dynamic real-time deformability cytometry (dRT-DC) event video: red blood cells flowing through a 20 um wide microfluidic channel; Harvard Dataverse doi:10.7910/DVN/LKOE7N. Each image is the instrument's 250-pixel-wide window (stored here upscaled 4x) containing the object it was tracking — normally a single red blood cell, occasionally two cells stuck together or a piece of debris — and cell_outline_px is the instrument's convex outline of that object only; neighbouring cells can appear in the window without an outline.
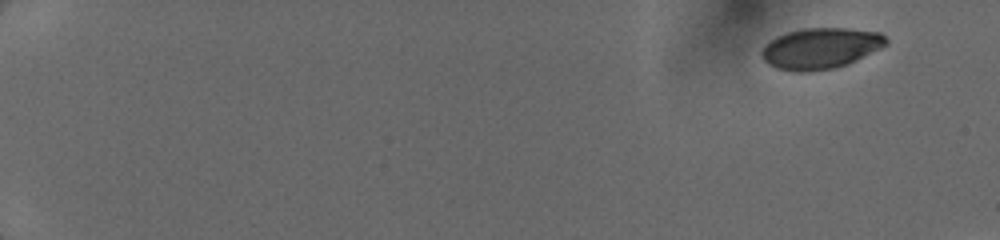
{"species": "human", "species_latin": "Homo sapiens", "temperature_condition": "cold", "stored_images_in_passage": 5, "camera_frame_rate_fps": 3000, "um_per_image_px": 0.085, "donor": {"sex": "female"}, "frame": {"image": 1, "passage_image": 1, "time_ms": 0.0, "image_size_px": [1000, 240], "cell_outline_px": [[888, 44], [848, 64], [836, 68], [808, 72], [796, 72], [776, 68], [768, 64], [760, 56], [760, 52], [764, 44], [776, 36], [788, 32], [804, 28], [848, 28], [880, 32], [888, 40]], "centroid_in_image_um": [69.72, 4.11], "position_along_channel_um": 15.3, "area_um2": 29.94}}
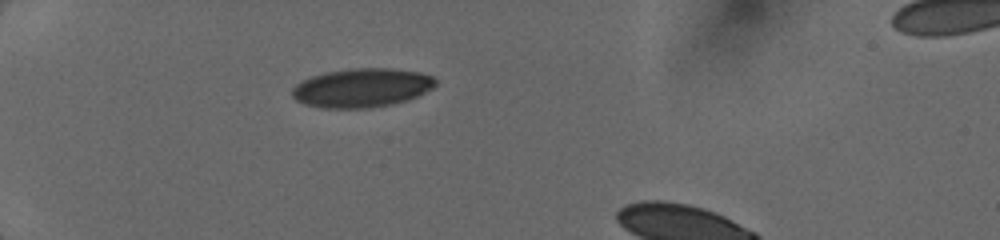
{"frame": {"image": 2, "passage_image": 5, "time_ms": 4.667, "image_size_px": [1000, 240], "cell_outline_px": [[436, 84], [432, 88], [408, 100], [392, 104], [372, 108], [320, 108], [304, 104], [296, 100], [292, 96], [292, 88], [300, 80], [324, 72], [352, 68], [392, 68], [420, 72], [432, 76], [436, 80]], "centroid_in_image_um": [30.73, 7.46], "position_along_channel_um": 54.3, "area_um2": 32.77}}